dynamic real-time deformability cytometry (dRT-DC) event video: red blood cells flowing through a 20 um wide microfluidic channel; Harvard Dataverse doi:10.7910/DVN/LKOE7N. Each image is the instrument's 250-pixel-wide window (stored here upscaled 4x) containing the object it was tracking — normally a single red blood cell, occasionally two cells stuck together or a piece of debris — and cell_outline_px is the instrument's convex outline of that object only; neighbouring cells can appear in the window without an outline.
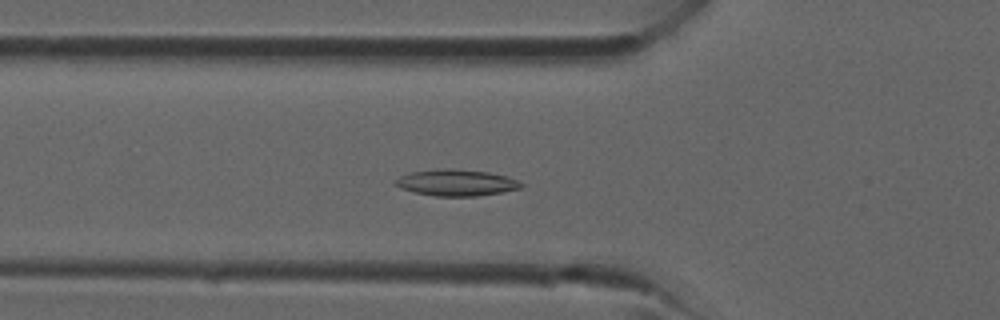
{"species": "common noctule bat (a hibernating species)", "species_latin": "Nyctalus noctula", "temperature_condition": "room temperature", "stored_images_in_passage": 35, "camera_frame_rate_fps": 3000, "um_per_image_px": 0.085, "animal": {"sex": "male", "forearm_length_mm": 52.5}, "frame": {"image": 1, "passage_image": 10, "time_ms": 3.0, "image_size_px": [1000, 320], "cell_outline_px": [[524, 188], [476, 196], [436, 196], [416, 192], [400, 188], [392, 184], [392, 180], [400, 176], [412, 172], [436, 168], [452, 168], [488, 172], [504, 176], [516, 180], [524, 184]], "centroid_in_image_um": [38.74, 15.52], "position_along_channel_um": 87.1, "area_um2": 19.42}}
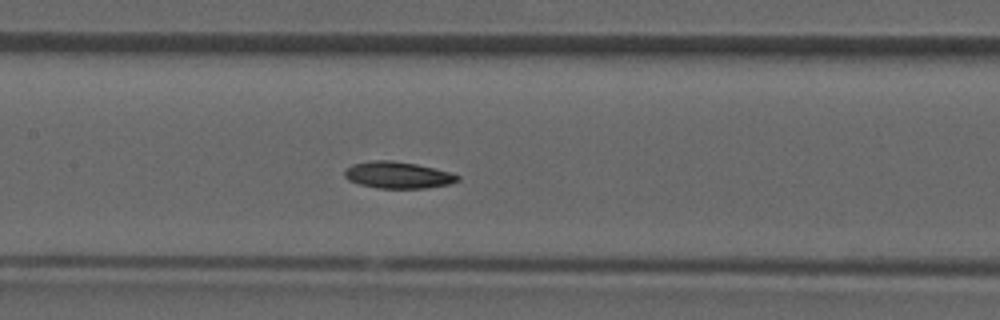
{"frame": {"image": 2, "passage_image": 15, "time_ms": 4.667, "image_size_px": [1000, 320], "cell_outline_px": [[460, 180], [448, 184], [424, 188], [380, 188], [360, 184], [348, 180], [344, 176], [344, 172], [352, 164], [372, 160], [392, 160], [416, 164], [448, 172], [460, 176]], "centroid_in_image_um": [33.79, 14.87], "position_along_channel_um": 173.6, "area_um2": 17.34}}
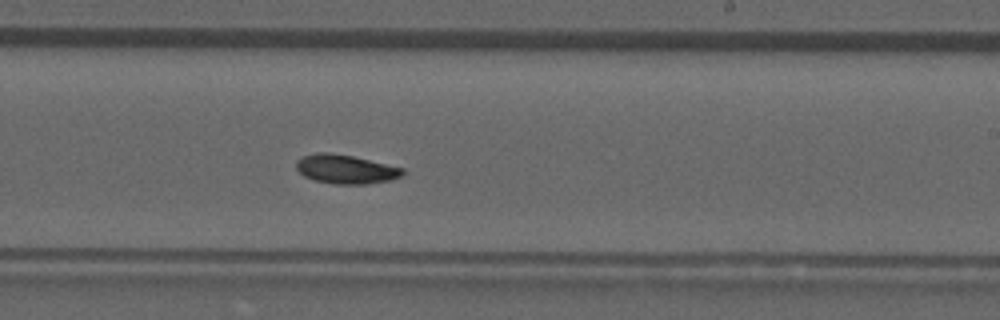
{"frame": {"image": 3, "passage_image": 20, "time_ms": 6.333, "image_size_px": [1000, 320], "cell_outline_px": [[404, 172], [400, 176], [388, 180], [368, 184], [336, 184], [316, 180], [304, 176], [296, 168], [296, 160], [304, 156], [320, 152], [328, 152], [352, 156], [404, 168]], "centroid_in_image_um": [29.37, 14.38], "position_along_channel_um": 259.6, "area_um2": 17.69}}